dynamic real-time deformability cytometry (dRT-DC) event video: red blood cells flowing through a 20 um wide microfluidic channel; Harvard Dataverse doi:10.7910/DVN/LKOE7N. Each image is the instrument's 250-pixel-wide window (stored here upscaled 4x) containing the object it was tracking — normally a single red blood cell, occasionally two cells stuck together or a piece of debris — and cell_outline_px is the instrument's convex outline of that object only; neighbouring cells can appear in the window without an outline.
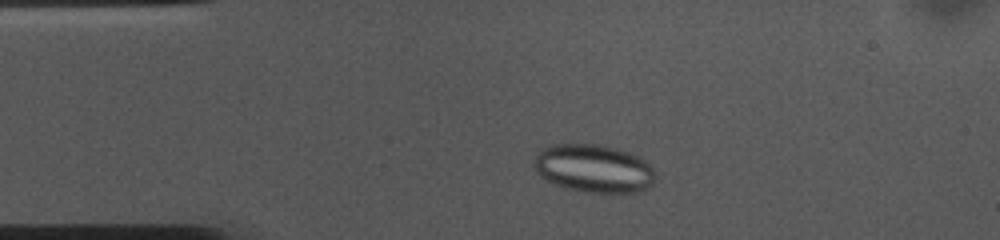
{"species": "common noctule bat (a hibernating species)", "species_latin": "Nyctalus noctula", "temperature_condition": "cold", "stored_images_in_passage": 42, "camera_frame_rate_fps": 3000, "um_per_image_px": 0.085, "animal": {"sex": "female", "body_mass_g": 10.0, "forearm_length_mm": 53.1}, "frame": {"image": 1, "passage_image": 7, "time_ms": 2.0, "image_size_px": [1000, 240], "cell_outline_px": [[656, 180], [648, 188], [640, 192], [588, 192], [564, 188], [540, 176], [536, 172], [532, 164], [536, 156], [544, 148], [552, 144], [600, 144], [616, 148], [640, 156], [656, 172]], "centroid_in_image_um": [50.49, 14.32], "position_along_channel_um": 34.5, "area_um2": 34.16}}
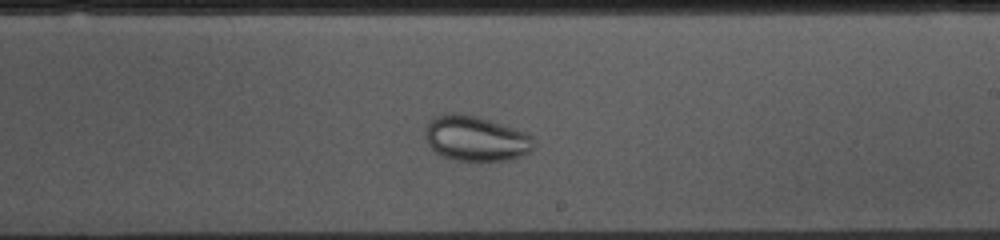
{"frame": {"image": 2, "passage_image": 27, "time_ms": 8.667, "image_size_px": [1000, 240], "cell_outline_px": [[532, 148], [528, 152], [520, 156], [504, 160], [456, 160], [444, 156], [436, 152], [428, 144], [424, 132], [424, 128], [432, 116], [444, 112], [460, 112], [476, 116], [528, 132], [532, 136]], "centroid_in_image_um": [40.38, 11.73], "position_along_channel_um": 248.6, "area_um2": 28.61}}
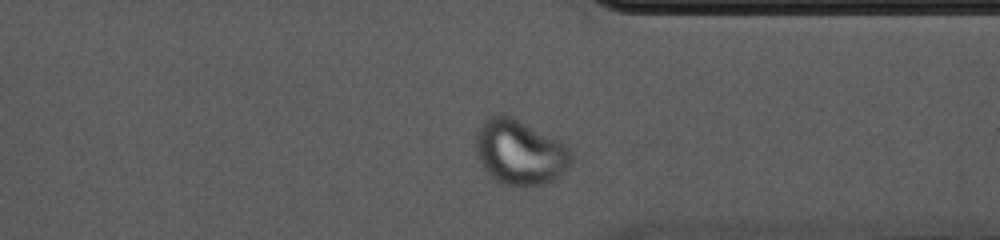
{"frame": {"image": 3, "passage_image": 37, "time_ms": 12.0, "image_size_px": [1000, 240], "cell_outline_px": [[572, 164], [560, 176], [544, 184], [504, 184], [496, 180], [484, 168], [476, 156], [476, 136], [484, 120], [488, 116], [512, 116], [564, 144], [568, 148], [572, 156]], "centroid_in_image_um": [44.19, 12.94], "position_along_channel_um": 367.2, "area_um2": 35.32}}